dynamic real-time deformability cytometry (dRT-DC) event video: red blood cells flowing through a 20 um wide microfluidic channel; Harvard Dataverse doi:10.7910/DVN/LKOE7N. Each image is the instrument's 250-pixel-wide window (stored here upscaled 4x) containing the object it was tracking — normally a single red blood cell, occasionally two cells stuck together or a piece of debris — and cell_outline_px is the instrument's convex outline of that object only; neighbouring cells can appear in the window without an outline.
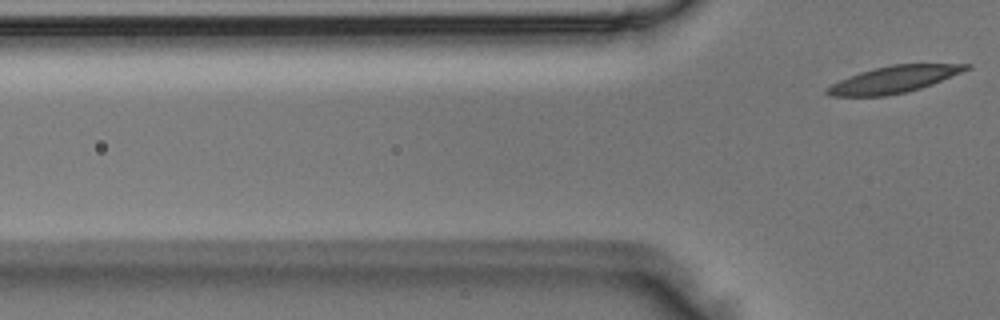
{"species": "Egyptian fruit bat (a non-hibernating species)", "species_latin": "Rousettus aegyptiacus", "temperature_condition": "room temperature", "stored_images_in_passage": 2, "camera_frame_rate_fps": 3000, "um_per_image_px": 0.085, "animal": {"sex": "male"}, "frame": {"image": 1, "passage_image": 2, "time_ms": 0.333, "image_size_px": [1000, 320], "cell_outline_px": [[972, 68], [932, 84], [920, 88], [904, 92], [884, 96], [828, 96], [824, 92], [824, 88], [840, 80], [860, 72], [892, 64], [972, 64]], "centroid_in_image_um": [75.96, 6.75], "position_along_channel_um": 49.8, "area_um2": 21.56}}